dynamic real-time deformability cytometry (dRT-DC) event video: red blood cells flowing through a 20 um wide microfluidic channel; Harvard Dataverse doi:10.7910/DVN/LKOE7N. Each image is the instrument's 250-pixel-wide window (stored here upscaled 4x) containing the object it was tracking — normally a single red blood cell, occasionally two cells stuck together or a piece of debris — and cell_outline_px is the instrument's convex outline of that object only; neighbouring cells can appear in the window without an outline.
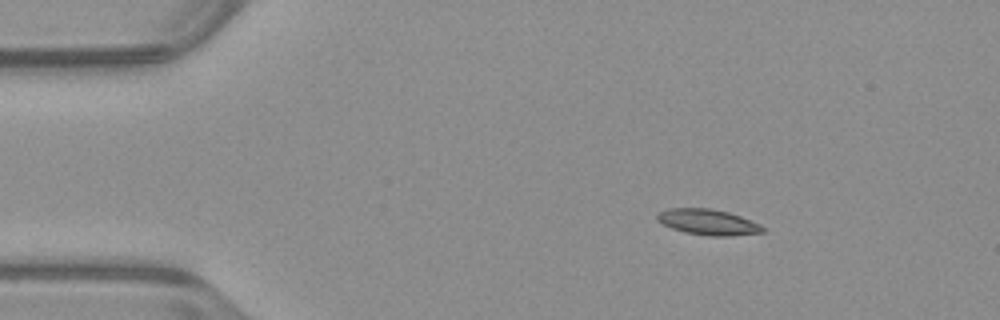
{"species": "common noctule bat (a hibernating species)", "species_latin": "Nyctalus noctula", "temperature_condition": "warm", "stored_images_in_passage": 45, "camera_frame_rate_fps": 3000, "um_per_image_px": 0.085, "animal": {"sex": "male", "body_mass_g": 23.1, "forearm_length_mm": 52.7}, "frame": {"image": 1, "passage_image": 1, "time_ms": 0.0, "image_size_px": [1000, 320], "cell_outline_px": [[764, 232], [732, 236], [712, 236], [684, 232], [672, 228], [656, 220], [656, 216], [660, 212], [668, 208], [708, 208], [728, 212], [740, 216], [760, 224], [764, 228]], "centroid_in_image_um": [60.18, 18.88], "position_along_channel_um": 24.8, "area_um2": 15.72}}
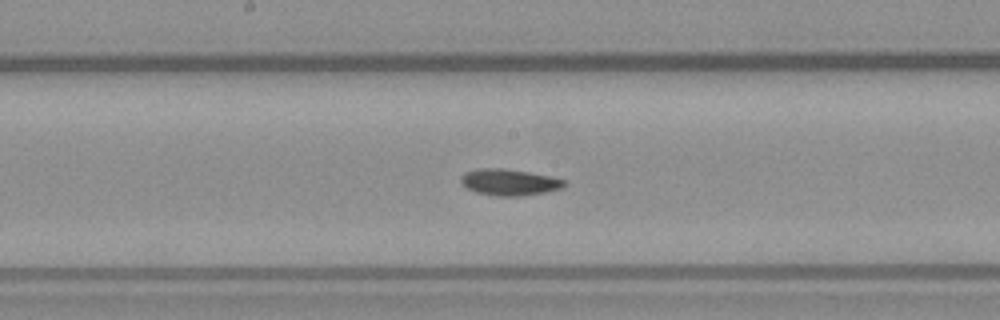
{"frame": {"image": 2, "passage_image": 20, "time_ms": 6.333, "image_size_px": [1000, 320], "cell_outline_px": [[564, 188], [524, 196], [496, 196], [476, 192], [468, 188], [460, 180], [460, 176], [464, 172], [476, 168], [500, 168], [528, 172], [548, 176], [564, 180]], "centroid_in_image_um": [43.25, 15.49], "position_along_channel_um": 204.9, "area_um2": 15.78}}
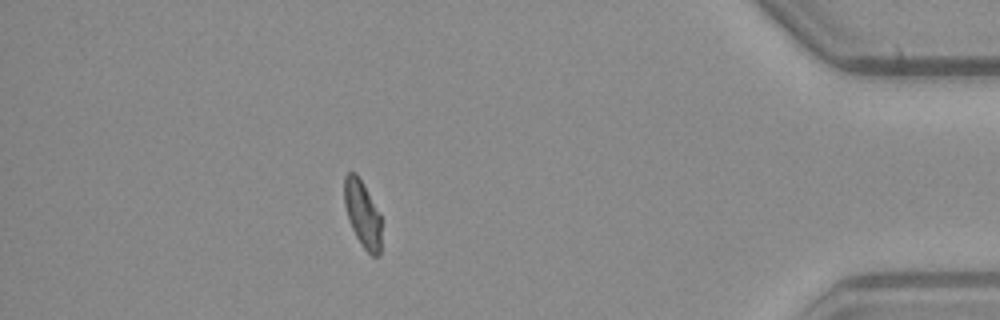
{"frame": {"image": 3, "passage_image": 39, "time_ms": 12.667, "image_size_px": [1000, 320], "cell_outline_px": [[380, 256], [372, 256], [360, 244], [348, 220], [344, 204], [344, 176], [348, 172], [356, 172], [380, 216]], "centroid_in_image_um": [30.78, 18.2], "position_along_channel_um": 404.4, "area_um2": 14.1}, "authors_computed_cell_mechanics": {"area_um2": 15.4326, "velocity_mm_per_s": 3.9512, "shape_relaxation_time_tau1_ms": 2.7797, "shape_relaxation_time_tau2_ms": 3.5334, "deformation_change_tau1": 0.1303, "deformation_change_tau2": 0.0851}}